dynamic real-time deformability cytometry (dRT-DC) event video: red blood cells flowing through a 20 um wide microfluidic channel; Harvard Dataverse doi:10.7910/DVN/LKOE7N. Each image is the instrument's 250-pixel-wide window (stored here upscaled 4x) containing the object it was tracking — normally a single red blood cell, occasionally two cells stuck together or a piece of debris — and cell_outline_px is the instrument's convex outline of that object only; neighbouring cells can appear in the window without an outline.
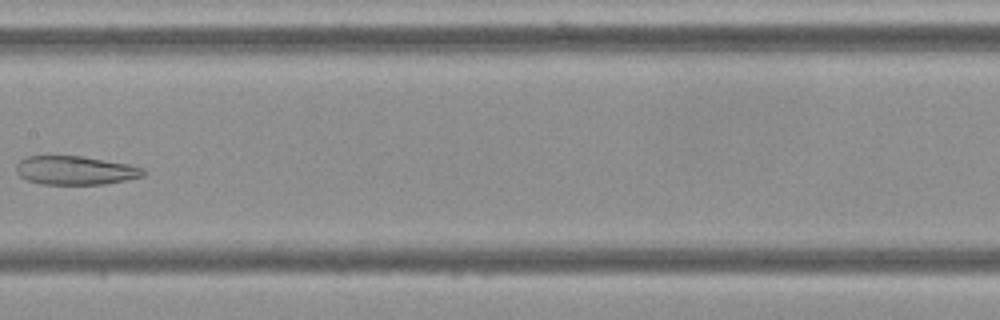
{"species": "Egyptian fruit bat (a non-hibernating species)", "species_latin": "Rousettus aegyptiacus", "temperature_condition": "cold", "stored_images_in_passage": 9, "camera_frame_rate_fps": 3000, "um_per_image_px": 0.085, "frame": {"image": 1, "passage_image": 8, "time_ms": 9.0, "image_size_px": [1000, 320], "cell_outline_px": [[148, 172], [144, 176], [104, 184], [40, 184], [28, 180], [20, 176], [16, 172], [16, 164], [20, 160], [28, 156], [80, 156], [128, 164], [144, 168]], "centroid_in_image_um": [6.41, 14.48], "position_along_channel_um": 201.0, "area_um2": 21.21}}
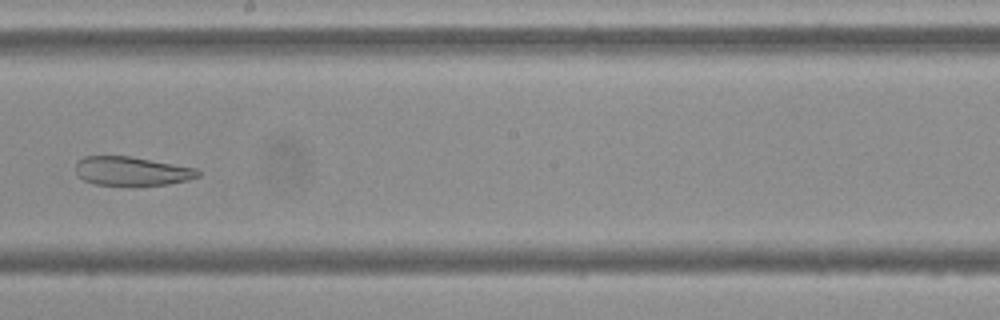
{"frame": {"image": 2, "passage_image": 9, "time_ms": 10.0, "image_size_px": [1000, 320], "cell_outline_px": [[200, 176], [188, 180], [168, 184], [96, 184], [84, 180], [76, 176], [76, 160], [84, 156], [132, 156], [196, 168], [200, 172]], "centroid_in_image_um": [11.18, 14.52], "position_along_channel_um": 237.0, "area_um2": 20.46}}